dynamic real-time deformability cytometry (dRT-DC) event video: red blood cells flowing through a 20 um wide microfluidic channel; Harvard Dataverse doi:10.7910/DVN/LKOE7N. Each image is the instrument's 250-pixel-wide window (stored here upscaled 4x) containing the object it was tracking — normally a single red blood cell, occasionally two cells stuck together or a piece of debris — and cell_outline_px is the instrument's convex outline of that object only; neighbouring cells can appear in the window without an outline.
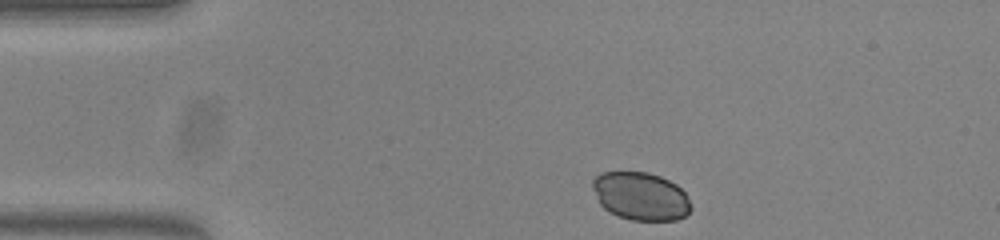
{"species": "common noctule bat (a hibernating species)", "species_latin": "Nyctalus noctula", "temperature_condition": "warm", "stored_images_in_passage": 37, "camera_frame_rate_fps": 3000, "um_per_image_px": 0.085, "animal": {"sex": "female", "body_mass_g": 23.0, "forearm_length_mm": 53.4}, "frame": {"image": 1, "passage_image": 1, "time_ms": 0.0, "image_size_px": [1000, 240], "cell_outline_px": [[692, 208], [684, 216], [676, 220], [632, 220], [608, 212], [600, 204], [592, 188], [592, 180], [600, 172], [648, 172], [660, 176], [676, 184], [688, 196]], "centroid_in_image_um": [54.45, 16.67], "position_along_channel_um": 30.6, "area_um2": 27.57}}
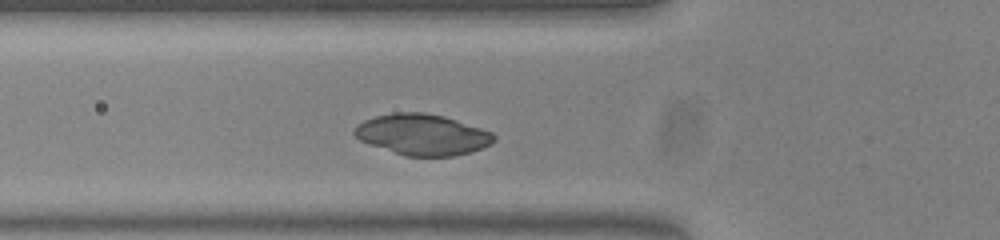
{"frame": {"image": 2, "passage_image": 10, "time_ms": 3.0, "image_size_px": [1000, 240], "cell_outline_px": [[496, 140], [472, 152], [452, 156], [404, 156], [368, 144], [360, 140], [352, 132], [364, 120], [376, 116], [396, 112], [424, 112], [444, 116], [492, 132], [496, 136]], "centroid_in_image_um": [35.9, 11.44], "position_along_channel_um": 89.9, "area_um2": 33.12}}
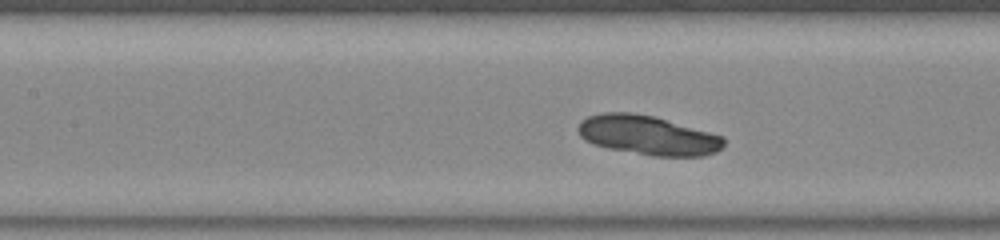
{"frame": {"image": 3, "passage_image": 15, "time_ms": 4.667, "image_size_px": [1000, 240], "cell_outline_px": [[724, 148], [716, 152], [704, 156], [652, 156], [608, 148], [592, 144], [584, 140], [580, 136], [576, 128], [588, 116], [604, 112], [628, 112], [652, 116], [724, 136]], "centroid_in_image_um": [55.07, 11.51], "position_along_channel_um": 152.3, "area_um2": 33.35}}